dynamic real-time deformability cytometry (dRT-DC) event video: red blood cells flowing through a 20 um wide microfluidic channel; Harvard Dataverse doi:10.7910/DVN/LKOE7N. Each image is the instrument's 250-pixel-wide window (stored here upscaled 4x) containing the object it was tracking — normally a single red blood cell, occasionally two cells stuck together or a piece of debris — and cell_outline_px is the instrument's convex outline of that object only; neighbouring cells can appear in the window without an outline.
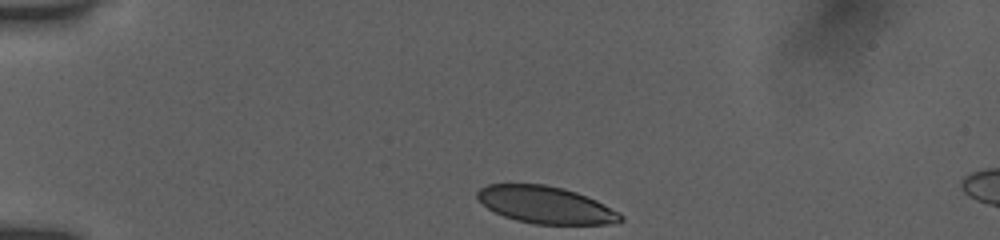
{"species": "human", "species_latin": "Homo sapiens", "temperature_condition": "room temperature", "stored_images_in_passage": 37, "camera_frame_rate_fps": 3000, "um_per_image_px": 0.085, "donor": {"sex": "female"}, "frame": {"image": 1, "passage_image": 1, "time_ms": 0.0, "image_size_px": [1000, 240], "cell_outline_px": [[624, 220], [608, 224], [532, 224], [516, 220], [504, 216], [488, 208], [476, 196], [476, 192], [480, 188], [488, 184], [544, 184], [564, 188], [576, 192], [596, 200], [620, 212], [624, 216]], "centroid_in_image_um": [46.4, 17.42], "position_along_channel_um": 38.6, "area_um2": 30.98}}
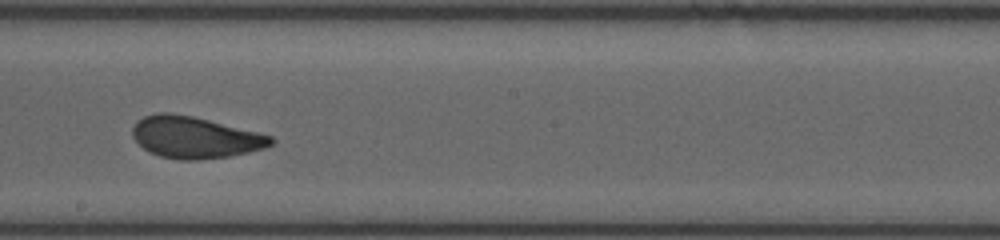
{"frame": {"image": 2, "passage_image": 20, "time_ms": 6.333, "image_size_px": [1000, 240], "cell_outline_px": [[276, 140], [272, 144], [264, 148], [248, 152], [228, 156], [196, 160], [180, 160], [160, 156], [144, 148], [132, 136], [132, 128], [136, 120], [144, 116], [156, 112], [168, 112], [192, 116], [272, 136]], "centroid_in_image_um": [16.54, 11.67], "position_along_channel_um": 231.7, "area_um2": 33.29}}
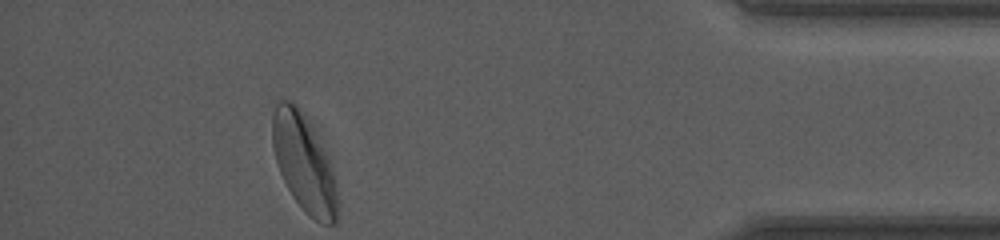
{"frame": {"image": 3, "passage_image": 37, "time_ms": 12.0, "image_size_px": [1000, 240], "cell_outline_px": [[340, 216], [336, 224], [320, 224], [304, 212], [292, 196], [280, 172], [276, 160], [272, 144], [272, 116], [276, 104], [280, 100], [292, 100], [296, 104], [324, 156], [336, 180]], "centroid_in_image_um": [25.83, 14.0], "position_along_channel_um": 409.4, "area_um2": 35.95}, "authors_computed_cell_mechanics": {"area_um2": 33.6974, "velocity_mm_per_s": 3.8914, "shape_relaxation_time_tau1_ms": 3.4341, "shape_relaxation_time_tau2_ms": 0.9675, "deformation_change_tau1": 0.127, "deformation_change_tau2": 0.0608}}